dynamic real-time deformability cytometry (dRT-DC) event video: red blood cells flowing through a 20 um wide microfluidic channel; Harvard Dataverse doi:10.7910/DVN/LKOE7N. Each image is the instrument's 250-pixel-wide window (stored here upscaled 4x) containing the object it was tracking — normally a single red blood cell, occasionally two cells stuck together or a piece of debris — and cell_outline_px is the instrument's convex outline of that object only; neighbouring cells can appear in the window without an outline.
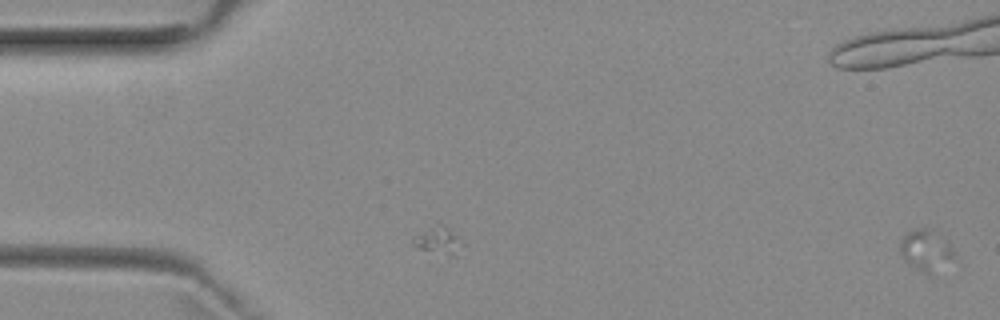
{"species": "common noctule bat (a hibernating species)", "species_latin": "Nyctalus noctula", "temperature_condition": "room temperature", "stored_images_in_passage": 2, "camera_frame_rate_fps": 3000, "um_per_image_px": 0.085, "animal": {"sex": "female", "body_mass_g": 29.2, "forearm_length_mm": 56.3}, "frame": {"image": 1, "passage_image": 2, "time_ms": 1.0, "image_size_px": [1000, 320], "cell_outline_px": [[956, 256], [932, 272], [924, 272], [908, 264], [900, 256], [900, 240], [908, 232], [916, 228], [936, 228], [948, 240], [956, 252]], "centroid_in_image_um": [78.72, 21.19], "position_along_channel_um": 6.3, "area_um2": 13.12}}